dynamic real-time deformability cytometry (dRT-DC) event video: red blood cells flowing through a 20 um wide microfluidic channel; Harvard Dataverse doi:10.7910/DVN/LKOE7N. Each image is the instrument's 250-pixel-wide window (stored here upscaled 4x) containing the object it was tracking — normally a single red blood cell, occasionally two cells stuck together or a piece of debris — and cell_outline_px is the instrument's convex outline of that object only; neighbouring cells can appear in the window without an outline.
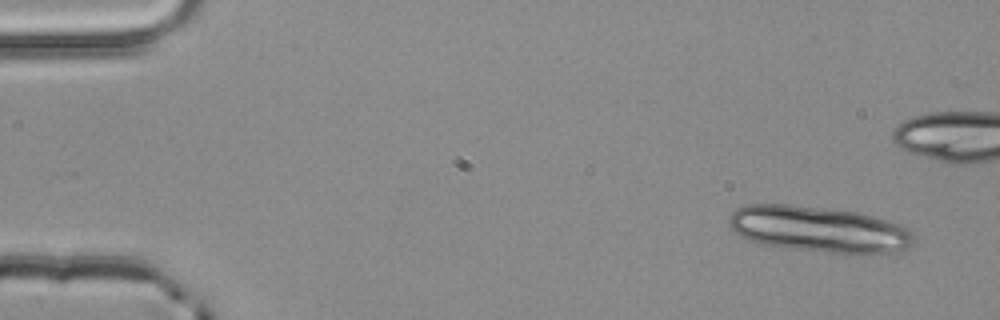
{"species": "common noctule bat (a hibernating species)", "species_latin": "Nyctalus noctula", "temperature_condition": "room temperature", "stored_images_in_passage": 4, "camera_frame_rate_fps": 3000, "um_per_image_px": 0.085, "animal": {"sex": "male", "body_mass_g": 20.4}, "frame": {"image": 1, "passage_image": 1, "time_ms": 0.0, "image_size_px": [1000, 320], "cell_outline_px": [[916, 240], [904, 252], [864, 256], [788, 248], [760, 244], [740, 236], [728, 224], [728, 216], [736, 208], [744, 204], [792, 204], [856, 212], [872, 216], [900, 224], [908, 228], [916, 236]], "centroid_in_image_um": [69.68, 19.52], "position_along_channel_um": 15.3, "area_um2": 50.69}}